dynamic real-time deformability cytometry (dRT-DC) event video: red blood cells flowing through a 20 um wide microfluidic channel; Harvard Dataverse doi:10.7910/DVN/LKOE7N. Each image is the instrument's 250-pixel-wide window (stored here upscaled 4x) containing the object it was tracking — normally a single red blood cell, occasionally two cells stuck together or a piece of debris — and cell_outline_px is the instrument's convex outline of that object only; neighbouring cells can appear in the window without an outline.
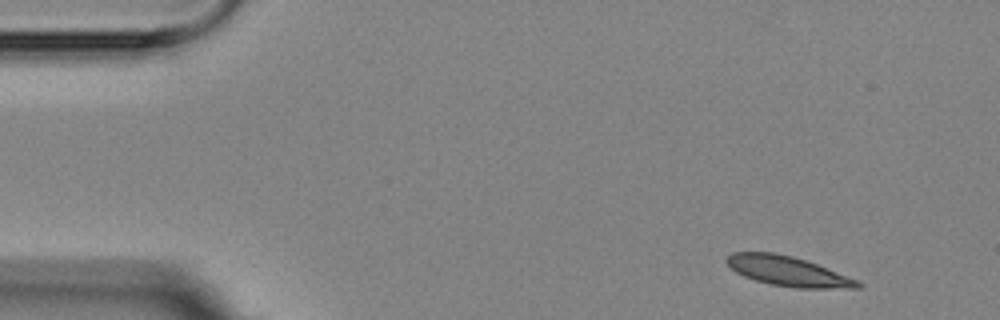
{"species": "Egyptian fruit bat (a non-hibernating species)", "species_latin": "Rousettus aegyptiacus", "temperature_condition": "room temperature", "stored_images_in_passage": 3, "camera_frame_rate_fps": 3000, "um_per_image_px": 0.085, "animal": {"sex": "female"}, "frame": {"image": 1, "passage_image": 1, "time_ms": 0.0, "image_size_px": [1000, 320], "cell_outline_px": [[864, 284], [860, 288], [796, 288], [768, 284], [744, 276], [736, 272], [724, 260], [732, 252], [776, 252], [792, 256], [816, 264], [860, 280]], "centroid_in_image_um": [67.0, 23.05], "position_along_channel_um": 18.0, "area_um2": 22.77}}